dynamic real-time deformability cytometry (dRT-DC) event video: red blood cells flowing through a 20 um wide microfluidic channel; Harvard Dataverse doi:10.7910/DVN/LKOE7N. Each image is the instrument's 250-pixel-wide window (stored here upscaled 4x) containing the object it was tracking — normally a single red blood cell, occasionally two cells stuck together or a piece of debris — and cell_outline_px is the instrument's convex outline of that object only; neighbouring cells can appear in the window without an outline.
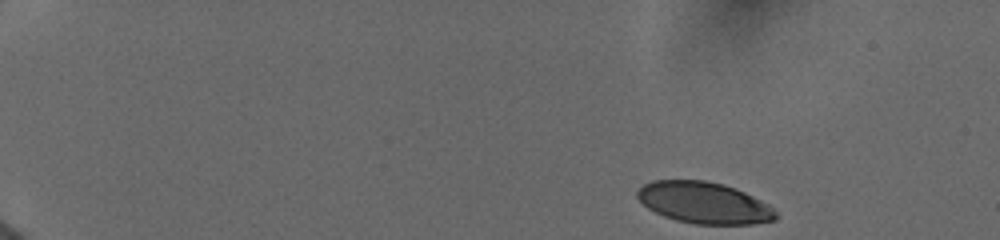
{"species": "human", "species_latin": "Homo sapiens", "temperature_condition": "cold", "stored_images_in_passage": 20, "camera_frame_rate_fps": 3000, "um_per_image_px": 0.085, "donor": {"sex": "female"}, "frame": {"image": 1, "passage_image": 1, "time_ms": 0.0, "image_size_px": [1000, 240], "cell_outline_px": [[776, 220], [752, 224], [692, 224], [676, 220], [664, 216], [648, 208], [636, 196], [636, 192], [644, 184], [652, 180], [704, 180], [724, 184], [736, 188], [768, 204], [776, 212]], "centroid_in_image_um": [59.84, 17.23], "position_along_channel_um": 25.2, "area_um2": 33.41}}
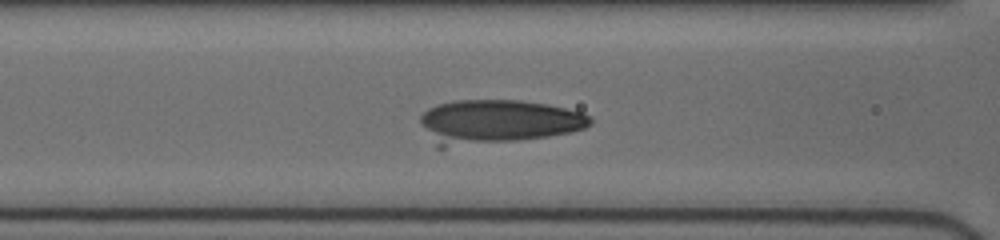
{"frame": {"image": 2, "passage_image": 17, "time_ms": 6.0, "image_size_px": [1000, 240], "cell_outline_px": [[592, 124], [584, 128], [572, 132], [548, 136], [516, 140], [444, 148], [436, 148], [420, 120], [420, 116], [428, 108], [452, 100], [520, 100], [548, 104], [580, 112], [588, 116], [592, 120]], "centroid_in_image_um": [42.27, 10.35], "position_along_channel_um": 124.3, "area_um2": 43.41}}
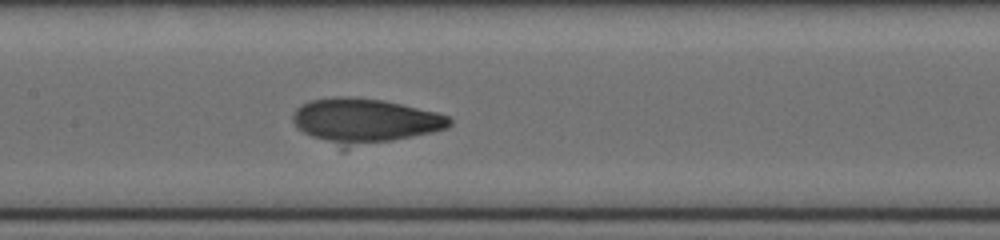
{"frame": {"image": 3, "passage_image": 20, "time_ms": 7.333, "image_size_px": [1000, 240], "cell_outline_px": [[452, 124], [448, 128], [432, 132], [344, 152], [296, 128], [292, 120], [292, 116], [296, 108], [312, 100], [332, 96], [384, 100], [436, 112], [448, 116], [452, 120]], "centroid_in_image_um": [30.98, 10.33], "position_along_channel_um": 176.4, "area_um2": 41.73}}